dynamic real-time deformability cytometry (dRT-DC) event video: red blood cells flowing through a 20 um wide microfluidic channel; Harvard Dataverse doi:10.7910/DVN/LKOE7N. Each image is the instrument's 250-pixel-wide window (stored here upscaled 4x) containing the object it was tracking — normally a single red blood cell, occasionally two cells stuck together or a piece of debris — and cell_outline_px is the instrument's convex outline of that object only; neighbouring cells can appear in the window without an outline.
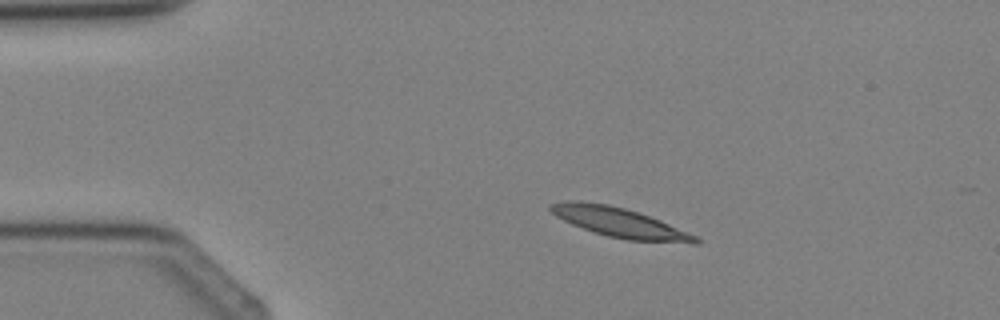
{"species": "Egyptian fruit bat (a non-hibernating species)", "species_latin": "Rousettus aegyptiacus", "temperature_condition": "cold", "stored_images_in_passage": 2, "camera_frame_rate_fps": 3000, "um_per_image_px": 0.085, "animal": {"sex": "female"}, "frame": {"image": 1, "passage_image": 1, "time_ms": 0.0, "image_size_px": [1000, 320], "cell_outline_px": [[700, 244], [692, 244], [628, 240], [608, 236], [572, 224], [556, 216], [548, 208], [548, 204], [564, 200], [580, 200], [608, 204], [640, 212], [660, 220], [696, 236], [700, 240]], "centroid_in_image_um": [52.67, 18.9], "position_along_channel_um": 32.3, "area_um2": 25.09}}